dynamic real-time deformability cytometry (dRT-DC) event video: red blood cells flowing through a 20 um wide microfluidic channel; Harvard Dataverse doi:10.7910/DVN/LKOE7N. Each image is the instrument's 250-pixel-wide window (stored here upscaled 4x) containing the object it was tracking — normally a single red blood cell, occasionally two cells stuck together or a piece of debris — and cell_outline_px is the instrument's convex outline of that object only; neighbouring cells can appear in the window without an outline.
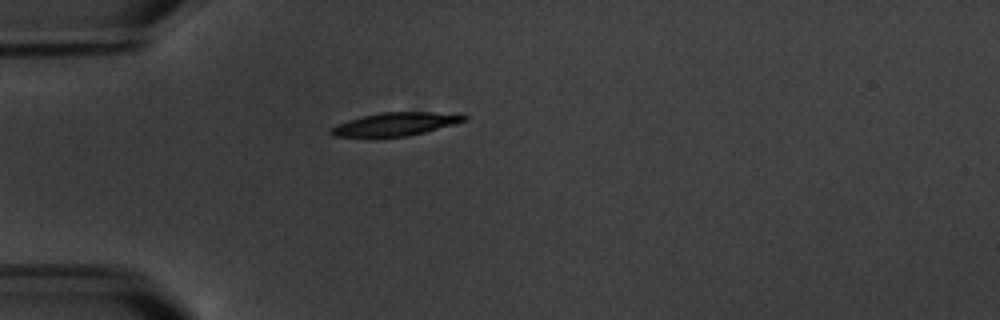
{"species": "common noctule bat (a hibernating species)", "species_latin": "Nyctalus noctula", "temperature_condition": "warm", "stored_images_in_passage": 1, "camera_frame_rate_fps": 3000, "um_per_image_px": 0.085, "animal": {"sex": "male", "body_mass_g": 20.1, "forearm_length_mm": 53.5}, "frame": {"image": 1, "passage_image": 1, "time_ms": 0.0, "image_size_px": [1000, 320], "cell_outline_px": [[468, 120], [424, 132], [408, 136], [332, 136], [328, 132], [328, 128], [348, 120], [380, 112], [432, 112], [468, 116]], "centroid_in_image_um": [33.56, 10.54], "position_along_channel_um": 51.4, "area_um2": 17.63}}